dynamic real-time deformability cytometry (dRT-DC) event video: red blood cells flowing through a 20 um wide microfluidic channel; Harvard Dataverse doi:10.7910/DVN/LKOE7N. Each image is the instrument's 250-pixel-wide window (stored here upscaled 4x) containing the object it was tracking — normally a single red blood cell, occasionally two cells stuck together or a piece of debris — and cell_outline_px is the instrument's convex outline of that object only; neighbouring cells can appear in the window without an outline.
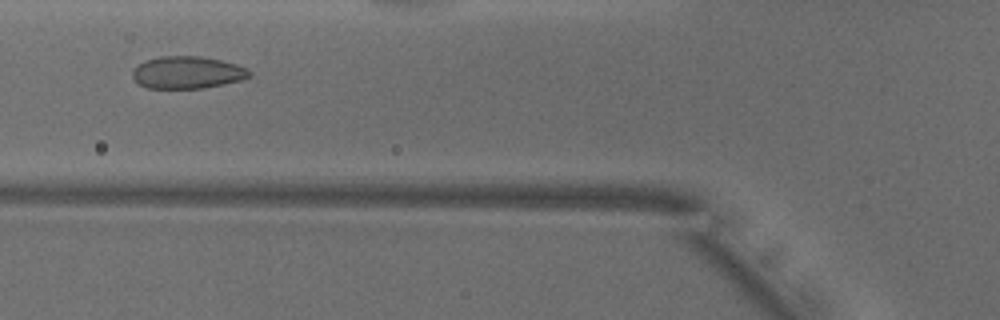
{"species": "common noctule bat (a hibernating species)", "species_latin": "Nyctalus noctula", "temperature_condition": "warm", "stored_images_in_passage": 36, "camera_frame_rate_fps": 3000, "um_per_image_px": 0.085, "animal": {"sex": "male", "body_mass_g": 18.8}, "frame": {"image": 1, "passage_image": 15, "time_ms": 4.667, "image_size_px": [1000, 320], "cell_outline_px": [[252, 76], [244, 80], [204, 88], [148, 88], [140, 84], [132, 76], [132, 72], [144, 60], [160, 56], [200, 56], [220, 60], [236, 64], [248, 68], [252, 72]], "centroid_in_image_um": [15.99, 6.16], "position_along_channel_um": 109.8, "area_um2": 22.08}}
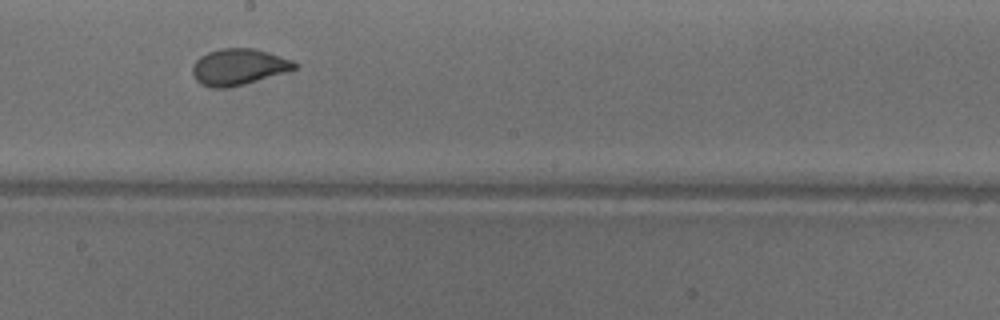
{"frame": {"image": 2, "passage_image": 24, "time_ms": 7.667, "image_size_px": [1000, 320], "cell_outline_px": [[300, 64], [296, 68], [284, 72], [244, 84], [228, 88], [212, 88], [200, 84], [196, 80], [192, 72], [192, 64], [200, 56], [208, 52], [220, 48], [256, 48], [292, 60]], "centroid_in_image_um": [20.25, 5.68], "position_along_channel_um": 228.0, "area_um2": 21.62}}
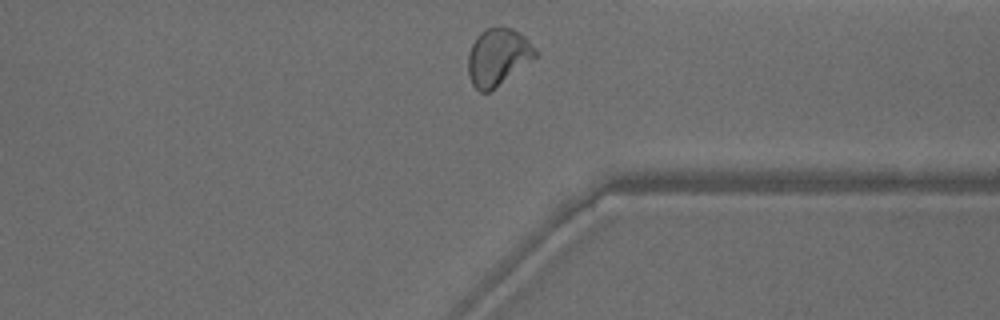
{"frame": {"image": 3, "passage_image": 35, "time_ms": 11.333, "image_size_px": [1000, 320], "cell_outline_px": [[536, 56], [488, 92], [480, 92], [472, 84], [468, 76], [468, 56], [472, 44], [476, 36], [484, 28], [512, 28], [524, 36], [536, 48]], "centroid_in_image_um": [42.28, 4.82], "position_along_channel_um": 369.1, "area_um2": 21.85}, "authors_computed_cell_mechanics": {"area_um2": 21.8484, "velocity_mm_per_s": 3.9168, "shape_relaxation_time_tau1_ms": 5.4155, "shape_relaxation_time_tau2_ms": null, "deformation_change_tau1": 0.1533, "deformation_change_tau2": null}}